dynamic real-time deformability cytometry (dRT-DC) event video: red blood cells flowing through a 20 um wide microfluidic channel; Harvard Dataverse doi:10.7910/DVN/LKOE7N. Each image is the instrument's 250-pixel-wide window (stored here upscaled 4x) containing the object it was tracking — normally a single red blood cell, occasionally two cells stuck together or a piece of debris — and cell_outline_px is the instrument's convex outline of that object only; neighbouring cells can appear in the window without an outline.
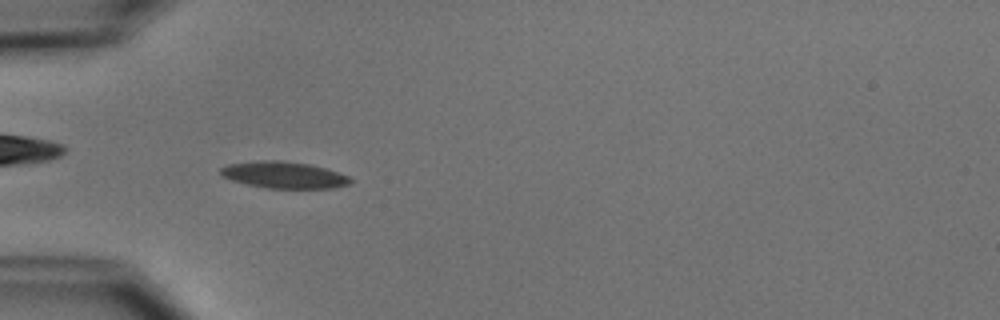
{"species": "common noctule bat (a hibernating species)", "species_latin": "Nyctalus noctula", "temperature_condition": "cold", "stored_images_in_passage": 54, "camera_frame_rate_fps": 3000, "um_per_image_px": 0.085, "animal": {"sex": "male", "body_mass_g": 15.6}, "frame": {"image": 1, "passage_image": 17, "time_ms": 5.333, "image_size_px": [1000, 320], "cell_outline_px": [[352, 180], [348, 184], [336, 188], [268, 188], [244, 184], [220, 176], [220, 168], [228, 164], [256, 160], [280, 160], [308, 164], [328, 168], [348, 176]], "centroid_in_image_um": [24.1, 14.86], "position_along_channel_um": 60.9, "area_um2": 20.35}}
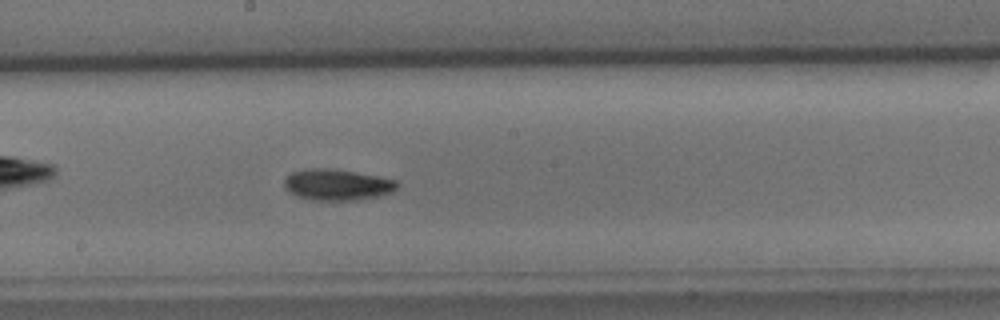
{"frame": {"image": 2, "passage_image": 30, "time_ms": 9.667, "image_size_px": [1000, 320], "cell_outline_px": [[400, 184], [392, 192], [380, 196], [356, 200], [312, 200], [296, 196], [288, 192], [284, 188], [284, 180], [292, 172], [308, 168], [324, 168], [352, 172], [376, 176], [396, 180]], "centroid_in_image_um": [28.63, 15.71], "position_along_channel_um": 219.6, "area_um2": 20.4}}
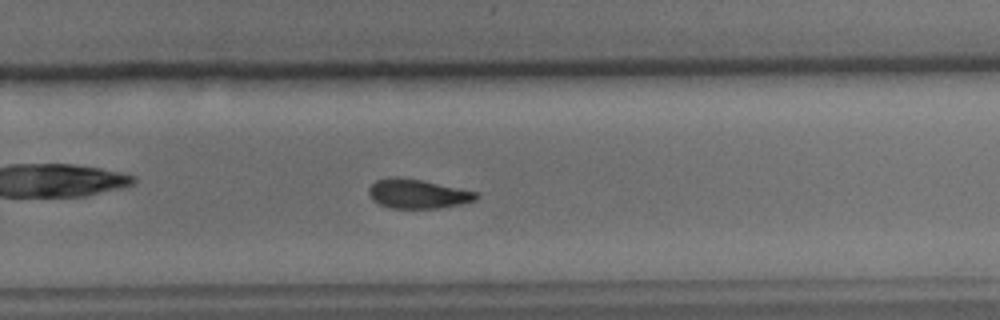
{"frame": {"image": 3, "passage_image": 36, "time_ms": 11.667, "image_size_px": [1000, 320], "cell_outline_px": [[480, 196], [476, 200], [460, 204], [440, 208], [392, 208], [380, 204], [372, 200], [368, 192], [368, 188], [376, 180], [388, 176], [396, 176], [420, 180], [476, 192]], "centroid_in_image_um": [35.46, 16.47], "position_along_channel_um": 294.3, "area_um2": 18.21}, "authors_computed_cell_mechanics": {"area_um2": 18.785, "velocity_mm_per_s": 3.7527, "shape_relaxation_time_tau1_ms": 3.249, "shape_relaxation_time_tau2_ms": 5.1138, "deformation_change_tau1": 0.1155, "deformation_change_tau2": 0.1092}}